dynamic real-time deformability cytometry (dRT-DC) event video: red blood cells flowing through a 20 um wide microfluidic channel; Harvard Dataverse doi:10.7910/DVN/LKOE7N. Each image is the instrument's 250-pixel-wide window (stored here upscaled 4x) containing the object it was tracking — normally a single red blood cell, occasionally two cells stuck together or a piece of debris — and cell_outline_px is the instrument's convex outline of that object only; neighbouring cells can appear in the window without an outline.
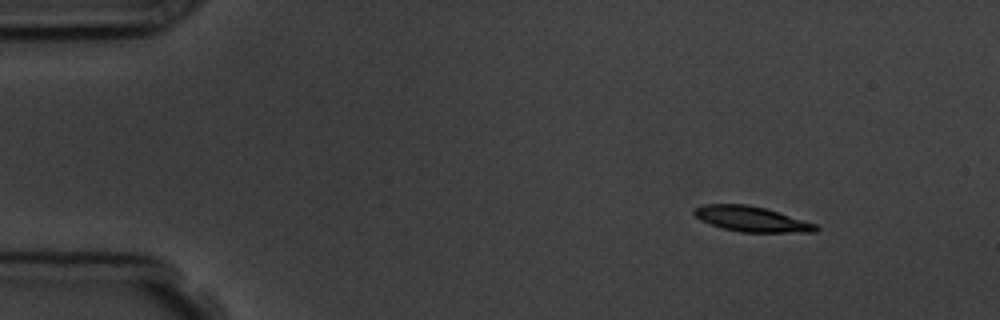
{"species": "common noctule bat (a hibernating species)", "species_latin": "Nyctalus noctula", "temperature_condition": "room temperature", "stored_images_in_passage": 5, "camera_frame_rate_fps": 3000, "um_per_image_px": 0.085, "animal": {"sex": "male", "body_mass_g": 19.5, "forearm_length_mm": 54.6}, "frame": {"image": 1, "passage_image": 1, "time_ms": 0.0, "image_size_px": [1000, 320], "cell_outline_px": [[820, 228], [816, 232], [740, 232], [724, 228], [700, 220], [692, 212], [692, 208], [704, 204], [748, 204], [764, 208], [816, 224]], "centroid_in_image_um": [63.84, 18.61], "position_along_channel_um": 21.2, "area_um2": 17.74}}
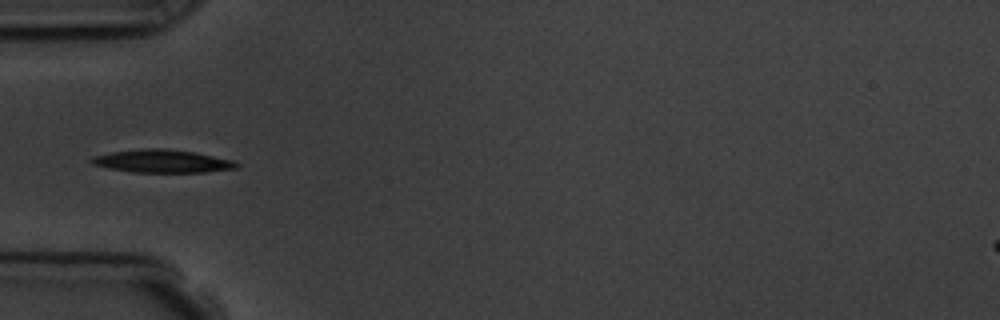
{"frame": {"image": 2, "passage_image": 4, "time_ms": 3.667, "image_size_px": [1000, 320], "cell_outline_px": [[240, 164], [236, 168], [204, 172], [132, 172], [108, 168], [92, 164], [88, 160], [92, 156], [112, 152], [144, 148], [164, 148], [196, 152], [236, 160]], "centroid_in_image_um": [13.81, 13.69], "position_along_channel_um": 71.2, "area_um2": 19.59}}